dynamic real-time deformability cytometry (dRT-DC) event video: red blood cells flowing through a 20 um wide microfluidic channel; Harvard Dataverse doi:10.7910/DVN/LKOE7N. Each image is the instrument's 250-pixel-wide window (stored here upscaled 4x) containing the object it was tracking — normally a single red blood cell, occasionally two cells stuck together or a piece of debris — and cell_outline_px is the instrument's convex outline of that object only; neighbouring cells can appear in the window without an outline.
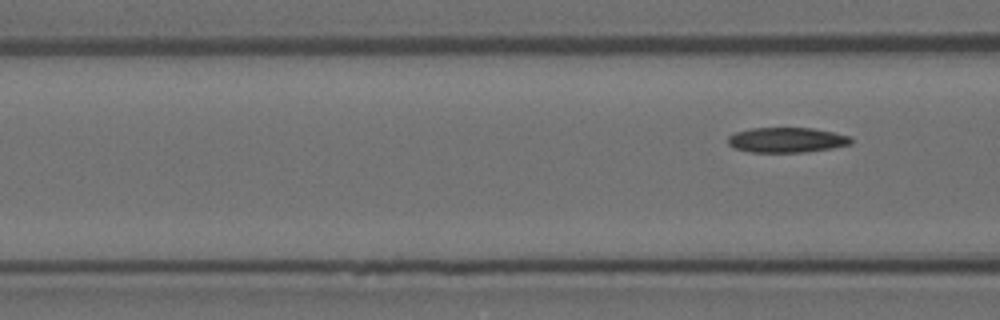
{"species": "Egyptian fruit bat (a non-hibernating species)", "species_latin": "Rousettus aegyptiacus", "temperature_condition": "room temperature", "stored_images_in_passage": 7, "camera_frame_rate_fps": 3000, "um_per_image_px": 0.085, "animal": {"sex": "female"}, "frame": {"image": 1, "passage_image": 7, "time_ms": 2.0, "image_size_px": [1000, 320], "cell_outline_px": [[852, 144], [832, 148], [804, 152], [752, 152], [736, 148], [728, 144], [728, 136], [736, 132], [752, 128], [812, 128], [832, 132], [848, 136], [852, 140]], "centroid_in_image_um": [66.87, 11.9], "position_along_channel_um": 99.7, "area_um2": 17.8}}